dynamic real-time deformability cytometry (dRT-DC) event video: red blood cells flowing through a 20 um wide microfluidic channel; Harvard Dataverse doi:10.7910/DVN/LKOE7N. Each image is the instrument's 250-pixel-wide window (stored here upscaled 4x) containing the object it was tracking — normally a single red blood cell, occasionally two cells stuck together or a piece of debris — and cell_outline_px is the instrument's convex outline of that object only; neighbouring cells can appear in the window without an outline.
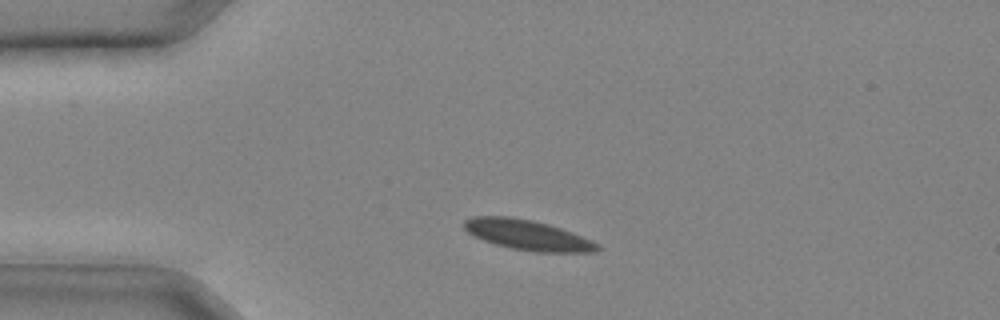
{"species": "common noctule bat (a hibernating species)", "species_latin": "Nyctalus noctula", "temperature_condition": "cold", "stored_images_in_passage": 28, "camera_frame_rate_fps": 3000, "um_per_image_px": 0.085, "animal": {"sex": "male", "body_mass_g": 20.4}, "frame": {"image": 1, "passage_image": 4, "time_ms": 1.0, "image_size_px": [1000, 320], "cell_outline_px": [[600, 248], [596, 252], [536, 252], [512, 248], [496, 244], [484, 240], [468, 232], [464, 228], [464, 220], [472, 216], [508, 216], [532, 220], [548, 224], [572, 232], [592, 240], [600, 244]], "centroid_in_image_um": [44.87, 19.97], "position_along_channel_um": 40.1, "area_um2": 23.29}}
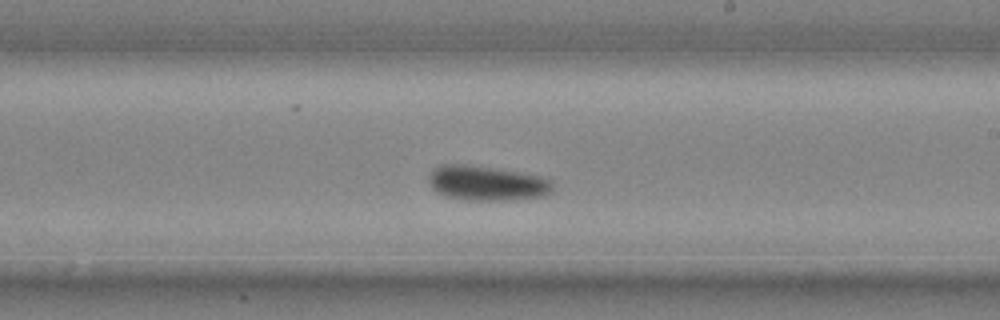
{"frame": {"image": 2, "passage_image": 16, "time_ms": 5.0, "image_size_px": [1000, 320], "cell_outline_px": [[552, 192], [544, 196], [504, 200], [468, 200], [444, 196], [436, 192], [432, 188], [428, 180], [428, 176], [432, 168], [440, 164], [468, 164], [540, 176], [552, 180]], "centroid_in_image_um": [41.32, 15.56], "position_along_channel_um": 247.7, "area_um2": 25.2}}
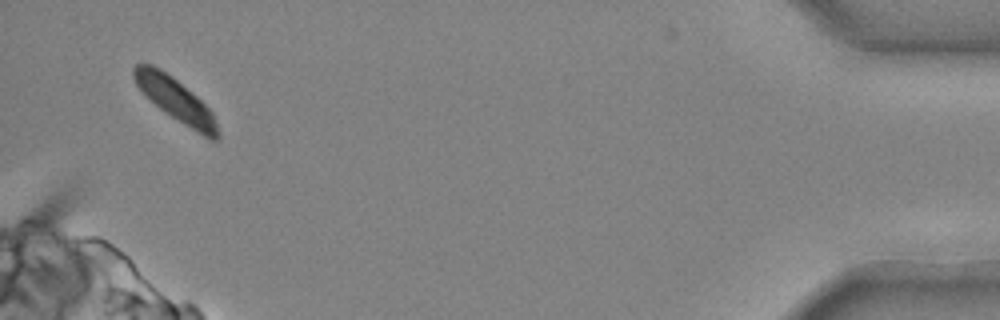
{"frame": {"image": 3, "passage_image": 28, "time_ms": 9.0, "image_size_px": [1000, 320], "cell_outline_px": [[220, 140], [212, 140], [196, 132], [164, 112], [136, 84], [132, 76], [132, 68], [136, 64], [152, 64], [160, 68], [172, 76], [196, 96], [212, 112], [220, 132]], "centroid_in_image_um": [14.95, 8.49], "position_along_channel_um": 420.2, "area_um2": 20.81}}